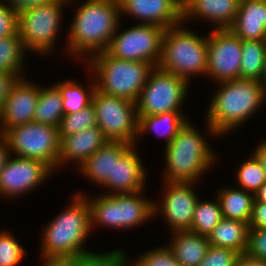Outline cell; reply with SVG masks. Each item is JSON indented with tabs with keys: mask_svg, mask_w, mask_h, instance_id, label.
<instances>
[{
	"mask_svg": "<svg viewBox=\"0 0 266 266\" xmlns=\"http://www.w3.org/2000/svg\"><path fill=\"white\" fill-rule=\"evenodd\" d=\"M254 201L266 202V182L254 194Z\"/></svg>",
	"mask_w": 266,
	"mask_h": 266,
	"instance_id": "cell-47",
	"label": "cell"
},
{
	"mask_svg": "<svg viewBox=\"0 0 266 266\" xmlns=\"http://www.w3.org/2000/svg\"><path fill=\"white\" fill-rule=\"evenodd\" d=\"M81 66L92 72L99 92L135 103L154 69L148 62L118 59L107 51L92 56Z\"/></svg>",
	"mask_w": 266,
	"mask_h": 266,
	"instance_id": "cell-7",
	"label": "cell"
},
{
	"mask_svg": "<svg viewBox=\"0 0 266 266\" xmlns=\"http://www.w3.org/2000/svg\"><path fill=\"white\" fill-rule=\"evenodd\" d=\"M52 175L54 172L45 163L11 154L0 173V199L12 202L36 192Z\"/></svg>",
	"mask_w": 266,
	"mask_h": 266,
	"instance_id": "cell-15",
	"label": "cell"
},
{
	"mask_svg": "<svg viewBox=\"0 0 266 266\" xmlns=\"http://www.w3.org/2000/svg\"><path fill=\"white\" fill-rule=\"evenodd\" d=\"M122 23L123 21H120L107 52L118 59L148 62L157 67L166 29L156 25L137 23L122 29L124 27Z\"/></svg>",
	"mask_w": 266,
	"mask_h": 266,
	"instance_id": "cell-11",
	"label": "cell"
},
{
	"mask_svg": "<svg viewBox=\"0 0 266 266\" xmlns=\"http://www.w3.org/2000/svg\"><path fill=\"white\" fill-rule=\"evenodd\" d=\"M3 136L12 155L39 160L57 174L60 152L58 127L30 122L8 129Z\"/></svg>",
	"mask_w": 266,
	"mask_h": 266,
	"instance_id": "cell-10",
	"label": "cell"
},
{
	"mask_svg": "<svg viewBox=\"0 0 266 266\" xmlns=\"http://www.w3.org/2000/svg\"><path fill=\"white\" fill-rule=\"evenodd\" d=\"M222 219L220 203L216 196L210 200L199 198L195 206L190 232L208 237Z\"/></svg>",
	"mask_w": 266,
	"mask_h": 266,
	"instance_id": "cell-31",
	"label": "cell"
},
{
	"mask_svg": "<svg viewBox=\"0 0 266 266\" xmlns=\"http://www.w3.org/2000/svg\"><path fill=\"white\" fill-rule=\"evenodd\" d=\"M140 148L132 145L117 161H114L113 179L100 187L102 194L114 195L146 190L148 172ZM138 150V151H137ZM146 168V169H145ZM107 190V191H105Z\"/></svg>",
	"mask_w": 266,
	"mask_h": 266,
	"instance_id": "cell-18",
	"label": "cell"
},
{
	"mask_svg": "<svg viewBox=\"0 0 266 266\" xmlns=\"http://www.w3.org/2000/svg\"><path fill=\"white\" fill-rule=\"evenodd\" d=\"M209 31L205 78L213 84L240 79L242 39L230 29Z\"/></svg>",
	"mask_w": 266,
	"mask_h": 266,
	"instance_id": "cell-14",
	"label": "cell"
},
{
	"mask_svg": "<svg viewBox=\"0 0 266 266\" xmlns=\"http://www.w3.org/2000/svg\"><path fill=\"white\" fill-rule=\"evenodd\" d=\"M245 160L238 163L234 170V179L236 187L242 188L252 194L266 182V173L261 167L257 158L251 153Z\"/></svg>",
	"mask_w": 266,
	"mask_h": 266,
	"instance_id": "cell-32",
	"label": "cell"
},
{
	"mask_svg": "<svg viewBox=\"0 0 266 266\" xmlns=\"http://www.w3.org/2000/svg\"><path fill=\"white\" fill-rule=\"evenodd\" d=\"M215 85L203 116L221 138L230 136L238 128L242 129L266 107V88L260 81L234 79Z\"/></svg>",
	"mask_w": 266,
	"mask_h": 266,
	"instance_id": "cell-3",
	"label": "cell"
},
{
	"mask_svg": "<svg viewBox=\"0 0 266 266\" xmlns=\"http://www.w3.org/2000/svg\"><path fill=\"white\" fill-rule=\"evenodd\" d=\"M83 190L74 193L84 195L91 210L92 232L100 227L107 230L133 231L154 219V199L145 196L146 190L124 194H97L93 197ZM146 223V224H145Z\"/></svg>",
	"mask_w": 266,
	"mask_h": 266,
	"instance_id": "cell-5",
	"label": "cell"
},
{
	"mask_svg": "<svg viewBox=\"0 0 266 266\" xmlns=\"http://www.w3.org/2000/svg\"><path fill=\"white\" fill-rule=\"evenodd\" d=\"M109 140L98 126H94L60 138V152L58 156L57 171L72 164L73 170H77L81 164ZM67 165V166H65Z\"/></svg>",
	"mask_w": 266,
	"mask_h": 266,
	"instance_id": "cell-20",
	"label": "cell"
},
{
	"mask_svg": "<svg viewBox=\"0 0 266 266\" xmlns=\"http://www.w3.org/2000/svg\"><path fill=\"white\" fill-rule=\"evenodd\" d=\"M18 78L11 73L0 72V112L4 106L7 96L12 88V85Z\"/></svg>",
	"mask_w": 266,
	"mask_h": 266,
	"instance_id": "cell-42",
	"label": "cell"
},
{
	"mask_svg": "<svg viewBox=\"0 0 266 266\" xmlns=\"http://www.w3.org/2000/svg\"><path fill=\"white\" fill-rule=\"evenodd\" d=\"M8 229H0V266H20L28 251Z\"/></svg>",
	"mask_w": 266,
	"mask_h": 266,
	"instance_id": "cell-35",
	"label": "cell"
},
{
	"mask_svg": "<svg viewBox=\"0 0 266 266\" xmlns=\"http://www.w3.org/2000/svg\"><path fill=\"white\" fill-rule=\"evenodd\" d=\"M168 235L167 247L181 266H198L204 259L210 243L208 237L190 231H177Z\"/></svg>",
	"mask_w": 266,
	"mask_h": 266,
	"instance_id": "cell-24",
	"label": "cell"
},
{
	"mask_svg": "<svg viewBox=\"0 0 266 266\" xmlns=\"http://www.w3.org/2000/svg\"><path fill=\"white\" fill-rule=\"evenodd\" d=\"M63 116V99L59 88L54 83L50 85L42 84L33 122L59 128Z\"/></svg>",
	"mask_w": 266,
	"mask_h": 266,
	"instance_id": "cell-28",
	"label": "cell"
},
{
	"mask_svg": "<svg viewBox=\"0 0 266 266\" xmlns=\"http://www.w3.org/2000/svg\"><path fill=\"white\" fill-rule=\"evenodd\" d=\"M237 266H266V261L254 259L244 253L240 255Z\"/></svg>",
	"mask_w": 266,
	"mask_h": 266,
	"instance_id": "cell-45",
	"label": "cell"
},
{
	"mask_svg": "<svg viewBox=\"0 0 266 266\" xmlns=\"http://www.w3.org/2000/svg\"><path fill=\"white\" fill-rule=\"evenodd\" d=\"M11 156L9 144L3 135H0V173Z\"/></svg>",
	"mask_w": 266,
	"mask_h": 266,
	"instance_id": "cell-44",
	"label": "cell"
},
{
	"mask_svg": "<svg viewBox=\"0 0 266 266\" xmlns=\"http://www.w3.org/2000/svg\"><path fill=\"white\" fill-rule=\"evenodd\" d=\"M68 6H73L74 11L61 44L64 50L60 49L71 61L84 64L107 51L121 21L120 5L118 0H69Z\"/></svg>",
	"mask_w": 266,
	"mask_h": 266,
	"instance_id": "cell-1",
	"label": "cell"
},
{
	"mask_svg": "<svg viewBox=\"0 0 266 266\" xmlns=\"http://www.w3.org/2000/svg\"><path fill=\"white\" fill-rule=\"evenodd\" d=\"M91 251L70 259V266H127V251L117 248L110 251Z\"/></svg>",
	"mask_w": 266,
	"mask_h": 266,
	"instance_id": "cell-33",
	"label": "cell"
},
{
	"mask_svg": "<svg viewBox=\"0 0 266 266\" xmlns=\"http://www.w3.org/2000/svg\"><path fill=\"white\" fill-rule=\"evenodd\" d=\"M239 4V0H182V22L210 23L209 30L229 29L237 16Z\"/></svg>",
	"mask_w": 266,
	"mask_h": 266,
	"instance_id": "cell-19",
	"label": "cell"
},
{
	"mask_svg": "<svg viewBox=\"0 0 266 266\" xmlns=\"http://www.w3.org/2000/svg\"><path fill=\"white\" fill-rule=\"evenodd\" d=\"M239 257L240 254L234 250L210 245L198 266H237Z\"/></svg>",
	"mask_w": 266,
	"mask_h": 266,
	"instance_id": "cell-37",
	"label": "cell"
},
{
	"mask_svg": "<svg viewBox=\"0 0 266 266\" xmlns=\"http://www.w3.org/2000/svg\"><path fill=\"white\" fill-rule=\"evenodd\" d=\"M118 2L121 21L130 17L132 20L135 19L137 24H151L164 29L182 23V0H118Z\"/></svg>",
	"mask_w": 266,
	"mask_h": 266,
	"instance_id": "cell-17",
	"label": "cell"
},
{
	"mask_svg": "<svg viewBox=\"0 0 266 266\" xmlns=\"http://www.w3.org/2000/svg\"><path fill=\"white\" fill-rule=\"evenodd\" d=\"M18 13L0 0V39L18 33Z\"/></svg>",
	"mask_w": 266,
	"mask_h": 266,
	"instance_id": "cell-39",
	"label": "cell"
},
{
	"mask_svg": "<svg viewBox=\"0 0 266 266\" xmlns=\"http://www.w3.org/2000/svg\"><path fill=\"white\" fill-rule=\"evenodd\" d=\"M229 29L242 40H266V0L240 1Z\"/></svg>",
	"mask_w": 266,
	"mask_h": 266,
	"instance_id": "cell-22",
	"label": "cell"
},
{
	"mask_svg": "<svg viewBox=\"0 0 266 266\" xmlns=\"http://www.w3.org/2000/svg\"><path fill=\"white\" fill-rule=\"evenodd\" d=\"M71 196L70 205L67 204L40 228L38 257L72 259L91 252L86 245L90 236L94 235L89 202L84 195L73 193Z\"/></svg>",
	"mask_w": 266,
	"mask_h": 266,
	"instance_id": "cell-4",
	"label": "cell"
},
{
	"mask_svg": "<svg viewBox=\"0 0 266 266\" xmlns=\"http://www.w3.org/2000/svg\"><path fill=\"white\" fill-rule=\"evenodd\" d=\"M18 14L26 9L51 4L57 0H2Z\"/></svg>",
	"mask_w": 266,
	"mask_h": 266,
	"instance_id": "cell-41",
	"label": "cell"
},
{
	"mask_svg": "<svg viewBox=\"0 0 266 266\" xmlns=\"http://www.w3.org/2000/svg\"><path fill=\"white\" fill-rule=\"evenodd\" d=\"M266 40H242L240 79L261 80Z\"/></svg>",
	"mask_w": 266,
	"mask_h": 266,
	"instance_id": "cell-30",
	"label": "cell"
},
{
	"mask_svg": "<svg viewBox=\"0 0 266 266\" xmlns=\"http://www.w3.org/2000/svg\"><path fill=\"white\" fill-rule=\"evenodd\" d=\"M189 119L175 138L164 147V167L160 177L164 182L200 183L210 170L218 165L219 158L210 141L221 136L206 122L205 131ZM207 135V136H206ZM215 138V139H214ZM209 143V144H208Z\"/></svg>",
	"mask_w": 266,
	"mask_h": 266,
	"instance_id": "cell-2",
	"label": "cell"
},
{
	"mask_svg": "<svg viewBox=\"0 0 266 266\" xmlns=\"http://www.w3.org/2000/svg\"><path fill=\"white\" fill-rule=\"evenodd\" d=\"M246 255L266 261V227L249 228Z\"/></svg>",
	"mask_w": 266,
	"mask_h": 266,
	"instance_id": "cell-38",
	"label": "cell"
},
{
	"mask_svg": "<svg viewBox=\"0 0 266 266\" xmlns=\"http://www.w3.org/2000/svg\"><path fill=\"white\" fill-rule=\"evenodd\" d=\"M183 22L165 30L162 53L157 67L189 83L194 77H206L208 33L200 35Z\"/></svg>",
	"mask_w": 266,
	"mask_h": 266,
	"instance_id": "cell-6",
	"label": "cell"
},
{
	"mask_svg": "<svg viewBox=\"0 0 266 266\" xmlns=\"http://www.w3.org/2000/svg\"><path fill=\"white\" fill-rule=\"evenodd\" d=\"M266 227V202L254 201L249 228Z\"/></svg>",
	"mask_w": 266,
	"mask_h": 266,
	"instance_id": "cell-40",
	"label": "cell"
},
{
	"mask_svg": "<svg viewBox=\"0 0 266 266\" xmlns=\"http://www.w3.org/2000/svg\"><path fill=\"white\" fill-rule=\"evenodd\" d=\"M27 77L19 78L12 85L0 112V135L10 128L33 122L42 83Z\"/></svg>",
	"mask_w": 266,
	"mask_h": 266,
	"instance_id": "cell-16",
	"label": "cell"
},
{
	"mask_svg": "<svg viewBox=\"0 0 266 266\" xmlns=\"http://www.w3.org/2000/svg\"><path fill=\"white\" fill-rule=\"evenodd\" d=\"M249 224L223 218L208 235L211 246L234 250L240 255L246 253L248 246Z\"/></svg>",
	"mask_w": 266,
	"mask_h": 266,
	"instance_id": "cell-26",
	"label": "cell"
},
{
	"mask_svg": "<svg viewBox=\"0 0 266 266\" xmlns=\"http://www.w3.org/2000/svg\"><path fill=\"white\" fill-rule=\"evenodd\" d=\"M27 54L29 55L23 46L19 33L1 38L0 72L14 74L18 79L25 77L27 75V68L25 67V63L27 64L26 59L28 58Z\"/></svg>",
	"mask_w": 266,
	"mask_h": 266,
	"instance_id": "cell-29",
	"label": "cell"
},
{
	"mask_svg": "<svg viewBox=\"0 0 266 266\" xmlns=\"http://www.w3.org/2000/svg\"><path fill=\"white\" fill-rule=\"evenodd\" d=\"M85 69L87 70V76L90 77L89 81H86V85L84 83L82 85L76 78L74 80L68 78L54 81L62 95L64 115L80 111L92 103L96 81L92 72L87 67Z\"/></svg>",
	"mask_w": 266,
	"mask_h": 266,
	"instance_id": "cell-27",
	"label": "cell"
},
{
	"mask_svg": "<svg viewBox=\"0 0 266 266\" xmlns=\"http://www.w3.org/2000/svg\"><path fill=\"white\" fill-rule=\"evenodd\" d=\"M68 3L69 0H57L19 13L18 33L29 54L42 56L41 59H49L57 54L55 52L60 42L59 37L63 34L60 32L63 31L61 26L65 19V10L69 8Z\"/></svg>",
	"mask_w": 266,
	"mask_h": 266,
	"instance_id": "cell-8",
	"label": "cell"
},
{
	"mask_svg": "<svg viewBox=\"0 0 266 266\" xmlns=\"http://www.w3.org/2000/svg\"><path fill=\"white\" fill-rule=\"evenodd\" d=\"M260 82L266 88V52H265L264 65H263V71H262V76H261Z\"/></svg>",
	"mask_w": 266,
	"mask_h": 266,
	"instance_id": "cell-48",
	"label": "cell"
},
{
	"mask_svg": "<svg viewBox=\"0 0 266 266\" xmlns=\"http://www.w3.org/2000/svg\"><path fill=\"white\" fill-rule=\"evenodd\" d=\"M92 103L96 109L97 126L109 141H123L134 145L138 135L136 103L121 97L94 92Z\"/></svg>",
	"mask_w": 266,
	"mask_h": 266,
	"instance_id": "cell-12",
	"label": "cell"
},
{
	"mask_svg": "<svg viewBox=\"0 0 266 266\" xmlns=\"http://www.w3.org/2000/svg\"><path fill=\"white\" fill-rule=\"evenodd\" d=\"M252 154L257 158L264 172L266 173V138L263 137L257 142L254 149H250Z\"/></svg>",
	"mask_w": 266,
	"mask_h": 266,
	"instance_id": "cell-43",
	"label": "cell"
},
{
	"mask_svg": "<svg viewBox=\"0 0 266 266\" xmlns=\"http://www.w3.org/2000/svg\"><path fill=\"white\" fill-rule=\"evenodd\" d=\"M191 84L173 73L154 67L136 102L137 116L184 112Z\"/></svg>",
	"mask_w": 266,
	"mask_h": 266,
	"instance_id": "cell-9",
	"label": "cell"
},
{
	"mask_svg": "<svg viewBox=\"0 0 266 266\" xmlns=\"http://www.w3.org/2000/svg\"><path fill=\"white\" fill-rule=\"evenodd\" d=\"M97 126L96 109L91 103L80 111L64 115L59 126V137L76 134Z\"/></svg>",
	"mask_w": 266,
	"mask_h": 266,
	"instance_id": "cell-34",
	"label": "cell"
},
{
	"mask_svg": "<svg viewBox=\"0 0 266 266\" xmlns=\"http://www.w3.org/2000/svg\"><path fill=\"white\" fill-rule=\"evenodd\" d=\"M162 245L141 252L132 260L127 255V266H181L166 244Z\"/></svg>",
	"mask_w": 266,
	"mask_h": 266,
	"instance_id": "cell-36",
	"label": "cell"
},
{
	"mask_svg": "<svg viewBox=\"0 0 266 266\" xmlns=\"http://www.w3.org/2000/svg\"><path fill=\"white\" fill-rule=\"evenodd\" d=\"M189 119L184 112H165L158 115L138 116V135L134 145L140 146L143 137H147V134H154L156 138H164L163 147H166Z\"/></svg>",
	"mask_w": 266,
	"mask_h": 266,
	"instance_id": "cell-23",
	"label": "cell"
},
{
	"mask_svg": "<svg viewBox=\"0 0 266 266\" xmlns=\"http://www.w3.org/2000/svg\"><path fill=\"white\" fill-rule=\"evenodd\" d=\"M160 182L163 185L159 200L154 199V218H162L169 233L190 231L195 206L201 197L196 190L200 183Z\"/></svg>",
	"mask_w": 266,
	"mask_h": 266,
	"instance_id": "cell-13",
	"label": "cell"
},
{
	"mask_svg": "<svg viewBox=\"0 0 266 266\" xmlns=\"http://www.w3.org/2000/svg\"><path fill=\"white\" fill-rule=\"evenodd\" d=\"M214 194L218 199L222 211L223 218L237 221H244L249 224L254 194L245 191L242 188L229 186H221Z\"/></svg>",
	"mask_w": 266,
	"mask_h": 266,
	"instance_id": "cell-25",
	"label": "cell"
},
{
	"mask_svg": "<svg viewBox=\"0 0 266 266\" xmlns=\"http://www.w3.org/2000/svg\"><path fill=\"white\" fill-rule=\"evenodd\" d=\"M131 146L123 141H108L81 164L77 174L100 188L107 179H113L114 161L119 160Z\"/></svg>",
	"mask_w": 266,
	"mask_h": 266,
	"instance_id": "cell-21",
	"label": "cell"
},
{
	"mask_svg": "<svg viewBox=\"0 0 266 266\" xmlns=\"http://www.w3.org/2000/svg\"><path fill=\"white\" fill-rule=\"evenodd\" d=\"M40 266H70V259L42 258L39 257Z\"/></svg>",
	"mask_w": 266,
	"mask_h": 266,
	"instance_id": "cell-46",
	"label": "cell"
}]
</instances>
